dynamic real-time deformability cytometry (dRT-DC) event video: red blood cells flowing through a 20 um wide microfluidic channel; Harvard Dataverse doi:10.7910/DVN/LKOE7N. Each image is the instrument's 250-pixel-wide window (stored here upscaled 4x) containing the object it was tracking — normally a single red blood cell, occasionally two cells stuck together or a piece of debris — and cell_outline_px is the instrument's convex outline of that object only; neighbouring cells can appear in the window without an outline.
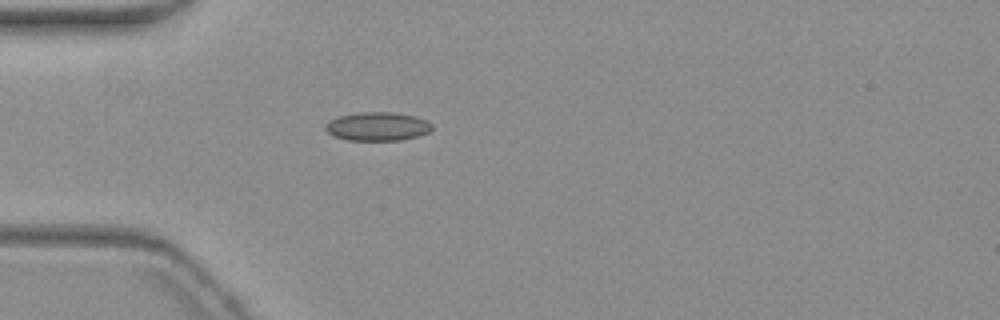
{"species": "common noctule bat (a hibernating species)", "species_latin": "Nyctalus noctula", "temperature_condition": "warm", "stored_images_in_passage": 4, "camera_frame_rate_fps": 3000, "um_per_image_px": 0.085, "animal": {"sex": "female", "body_mass_g": 19.3, "forearm_length_mm": 54.1}, "frame": {"image": 1, "passage_image": 4, "time_ms": 4.0, "image_size_px": [1000, 320], "cell_outline_px": [[432, 128], [428, 132], [420, 136], [400, 140], [348, 140], [332, 136], [324, 128], [324, 124], [340, 116], [360, 112], [392, 112], [416, 116], [428, 120], [432, 124]], "centroid_in_image_um": [32.11, 10.75], "position_along_channel_um": 52.9, "area_um2": 17.86}}